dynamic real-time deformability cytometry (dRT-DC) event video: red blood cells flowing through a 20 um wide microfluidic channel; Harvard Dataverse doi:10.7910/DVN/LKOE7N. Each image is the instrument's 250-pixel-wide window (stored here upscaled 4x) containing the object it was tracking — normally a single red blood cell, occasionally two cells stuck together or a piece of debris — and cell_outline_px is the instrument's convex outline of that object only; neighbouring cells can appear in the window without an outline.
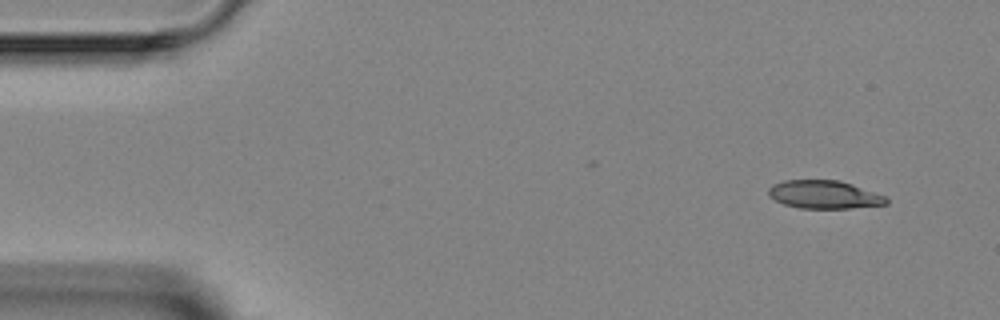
{"species": "Egyptian fruit bat (a non-hibernating species)", "species_latin": "Rousettus aegyptiacus", "temperature_condition": "room temperature", "stored_images_in_passage": 3, "camera_frame_rate_fps": 3000, "um_per_image_px": 0.085, "animal": {"sex": "female"}, "frame": {"image": 1, "passage_image": 1, "time_ms": 0.0, "image_size_px": [1000, 320], "cell_outline_px": [[888, 204], [848, 208], [800, 208], [784, 204], [768, 196], [768, 188], [772, 184], [784, 180], [840, 180], [852, 184], [884, 196], [888, 200]], "centroid_in_image_um": [70.01, 16.53], "position_along_channel_um": 15.0, "area_um2": 19.19}}